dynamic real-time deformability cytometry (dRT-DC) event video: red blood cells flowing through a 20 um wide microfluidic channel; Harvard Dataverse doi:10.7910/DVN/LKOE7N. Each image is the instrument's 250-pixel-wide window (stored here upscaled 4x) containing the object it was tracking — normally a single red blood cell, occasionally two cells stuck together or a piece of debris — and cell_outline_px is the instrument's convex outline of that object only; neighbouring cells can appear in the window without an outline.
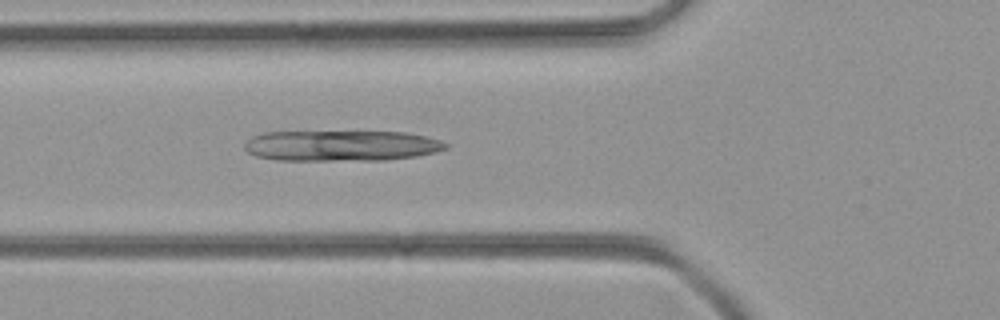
{"species": "common noctule bat (a hibernating species)", "species_latin": "Nyctalus noctula", "temperature_condition": "room temperature", "stored_images_in_passage": 19, "segment_of_instrument_passage": [1, 2], "camera_frame_rate_fps": 3000, "um_per_image_px": 0.085, "animal": {"sex": "female", "body_mass_g": 21.9}, "frame": {"image": 1, "passage_image": 7, "time_ms": 2.0, "image_size_px": [1000, 320], "cell_outline_px": [[448, 148], [436, 152], [416, 156], [384, 160], [276, 160], [256, 156], [248, 152], [244, 148], [244, 144], [252, 136], [264, 132], [404, 132], [424, 136], [440, 140], [448, 144]], "centroid_in_image_um": [29.0, 12.39], "position_along_channel_um": 96.8, "area_um2": 35.95}}
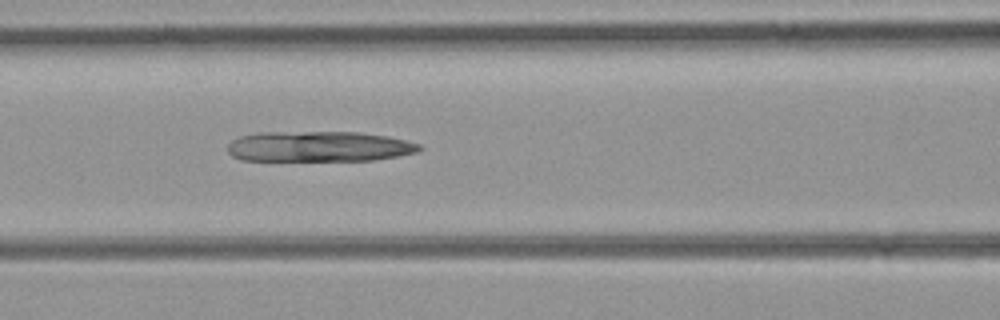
{"frame": {"image": 2, "passage_image": 10, "time_ms": 3.0, "image_size_px": [1000, 320], "cell_outline_px": [[424, 148], [416, 152], [396, 156], [372, 160], [240, 160], [232, 156], [228, 152], [228, 144], [232, 140], [240, 136], [260, 132], [360, 132], [388, 136], [420, 144]], "centroid_in_image_um": [27.09, 12.44], "position_along_channel_um": 139.5, "area_um2": 33.99}}
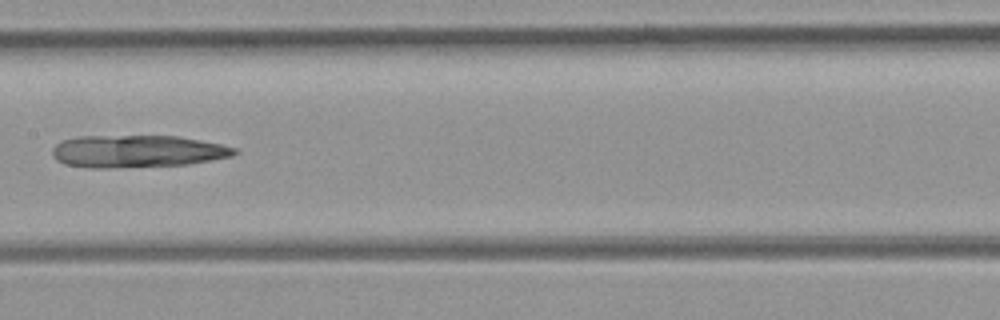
{"frame": {"image": 3, "passage_image": 14, "time_ms": 4.333, "image_size_px": [1000, 320], "cell_outline_px": [[240, 152], [232, 156], [212, 160], [188, 164], [112, 168], [88, 168], [64, 164], [56, 160], [52, 156], [52, 148], [60, 140], [76, 136], [176, 136], [200, 140], [220, 144], [236, 148]], "centroid_in_image_um": [11.62, 12.86], "position_along_channel_um": 195.8, "area_um2": 34.62}}